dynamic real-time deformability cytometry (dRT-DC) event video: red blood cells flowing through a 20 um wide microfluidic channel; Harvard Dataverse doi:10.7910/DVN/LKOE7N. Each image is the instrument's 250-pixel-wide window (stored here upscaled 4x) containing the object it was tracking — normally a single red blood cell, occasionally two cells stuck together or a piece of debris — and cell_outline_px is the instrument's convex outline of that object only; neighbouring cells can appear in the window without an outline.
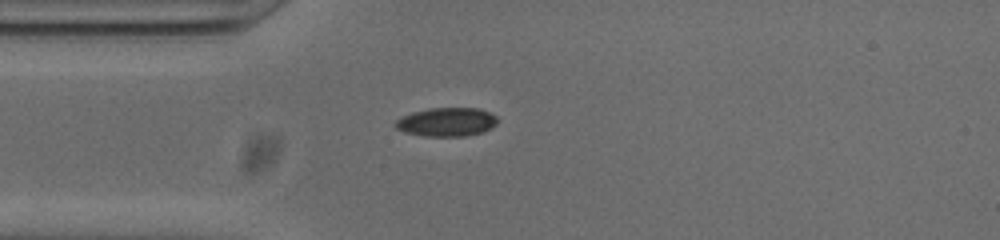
{"species": "common noctule bat (a hibernating species)", "species_latin": "Nyctalus noctula", "temperature_condition": "cold", "stored_images_in_passage": 41, "camera_frame_rate_fps": 3000, "um_per_image_px": 0.085, "animal": {"sex": "male", "body_mass_g": 20.0, "forearm_length_mm": 53.3}, "frame": {"image": 1, "passage_image": 1, "time_ms": 0.0, "image_size_px": [1000, 240], "cell_outline_px": [[500, 120], [492, 128], [484, 132], [464, 136], [424, 136], [404, 132], [396, 128], [392, 124], [400, 116], [412, 112], [428, 108], [480, 108], [496, 116]], "centroid_in_image_um": [37.96, 10.36], "position_along_channel_um": 47.0, "area_um2": 17.4}}
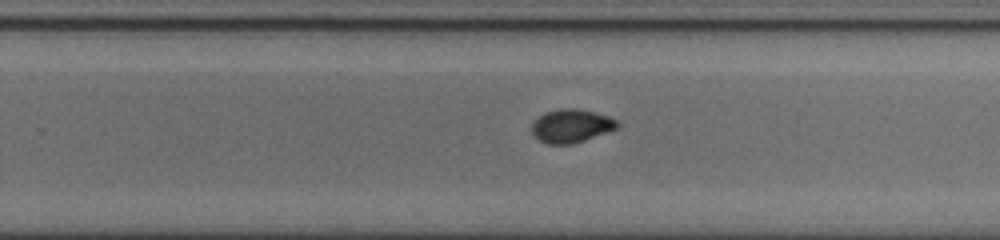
{"frame": {"image": 2, "passage_image": 20, "time_ms": 6.333, "image_size_px": [1000, 240], "cell_outline_px": [[620, 124], [616, 128], [584, 140], [572, 144], [548, 144], [540, 140], [532, 132], [532, 124], [544, 112], [560, 108], [576, 108], [608, 116], [616, 120]], "centroid_in_image_um": [48.54, 10.69], "position_along_channel_um": 281.3, "area_um2": 16.3}}
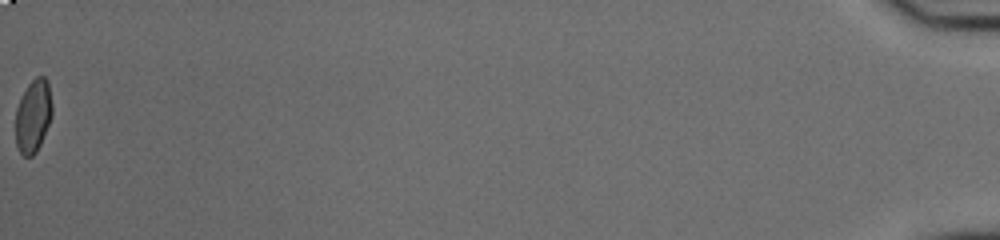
{"frame": {"image": 3, "passage_image": 41, "time_ms": 13.333, "image_size_px": [1000, 240], "cell_outline_px": [[52, 116], [40, 144], [36, 152], [32, 156], [24, 156], [20, 152], [16, 144], [16, 108], [20, 96], [28, 84], [36, 76], [44, 76], [48, 80], [52, 104]], "centroid_in_image_um": [2.82, 9.82], "position_along_channel_um": 432.4, "area_um2": 15.66}, "authors_computed_cell_mechanics": {"area_um2": 16.6464, "velocity_mm_per_s": 3.814, "shape_relaxation_time_tau1_ms": null, "shape_relaxation_time_tau2_ms": 1.3494, "deformation_change_tau1": null, "deformation_change_tau2": 0.0416}}